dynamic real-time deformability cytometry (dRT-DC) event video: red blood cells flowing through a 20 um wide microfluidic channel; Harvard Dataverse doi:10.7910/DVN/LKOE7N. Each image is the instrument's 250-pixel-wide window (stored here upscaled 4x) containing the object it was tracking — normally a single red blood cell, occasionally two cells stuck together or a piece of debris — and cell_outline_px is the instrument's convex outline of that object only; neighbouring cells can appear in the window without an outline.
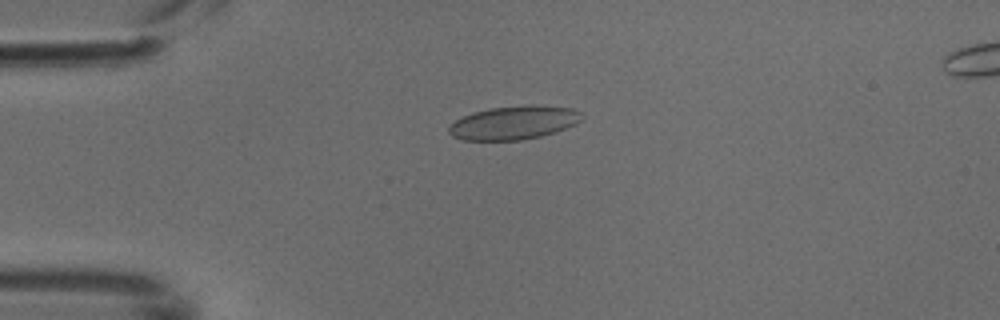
{"species": "common noctule bat (a hibernating species)", "species_latin": "Nyctalus noctula", "temperature_condition": "cold", "stored_images_in_passage": 4, "camera_frame_rate_fps": 3000, "um_per_image_px": 0.085, "animal": {"sex": "male", "body_mass_g": 18.8}, "frame": {"image": 1, "passage_image": 2, "time_ms": 0.333, "image_size_px": [1000, 320], "cell_outline_px": [[580, 120], [576, 124], [556, 132], [540, 136], [520, 140], [464, 140], [452, 136], [448, 132], [448, 124], [472, 112], [488, 108], [572, 108], [580, 112]], "centroid_in_image_um": [43.57, 10.49], "position_along_channel_um": 41.4, "area_um2": 24.85}}
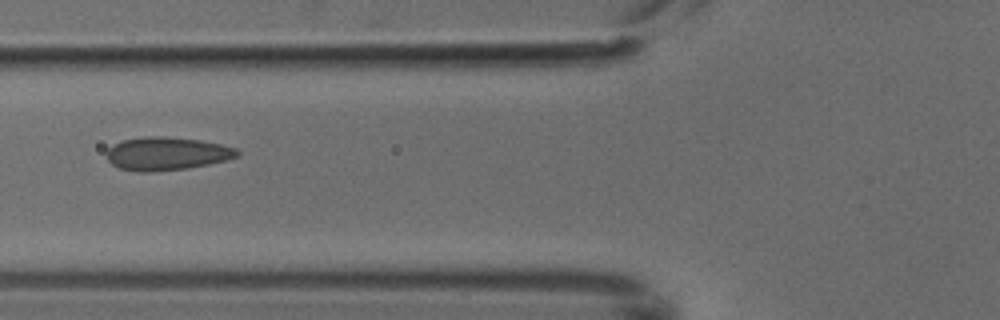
{"frame": {"image": 2, "passage_image": 4, "time_ms": 1.0, "image_size_px": [1000, 320], "cell_outline_px": [[240, 156], [228, 160], [188, 168], [148, 172], [140, 172], [120, 168], [112, 164], [108, 160], [104, 152], [112, 144], [124, 140], [144, 136], [164, 136], [200, 140], [220, 144], [236, 148], [240, 152]], "centroid_in_image_um": [14.17, 13.05], "position_along_channel_um": 111.6, "area_um2": 25.43}}